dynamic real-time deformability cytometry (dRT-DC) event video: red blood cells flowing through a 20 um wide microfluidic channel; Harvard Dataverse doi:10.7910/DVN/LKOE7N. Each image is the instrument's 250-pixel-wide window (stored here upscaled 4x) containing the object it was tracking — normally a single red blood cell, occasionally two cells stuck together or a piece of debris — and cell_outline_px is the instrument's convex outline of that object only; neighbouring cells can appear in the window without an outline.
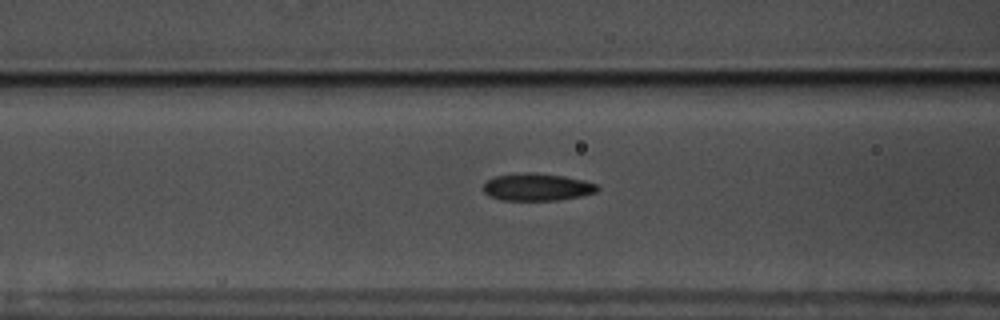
{"species": "common noctule bat (a hibernating species)", "species_latin": "Nyctalus noctula", "temperature_condition": "warm", "stored_images_in_passage": 53, "camera_frame_rate_fps": 3000, "um_per_image_px": 0.085, "animal": {"sex": "male", "body_mass_g": 17.5, "forearm_length_mm": 52.3}, "frame": {"image": 1, "passage_image": 19, "time_ms": 6.0, "image_size_px": [1000, 320], "cell_outline_px": [[600, 188], [596, 192], [580, 196], [556, 200], [500, 200], [488, 196], [484, 192], [484, 184], [488, 180], [496, 176], [528, 172], [536, 172], [564, 176], [584, 180], [596, 184]], "centroid_in_image_um": [45.65, 15.9], "position_along_channel_um": 120.9, "area_um2": 18.15}}
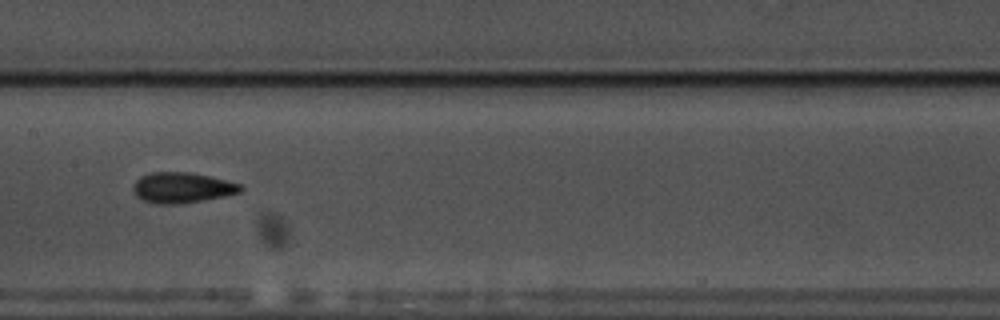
{"frame": {"image": 2, "passage_image": 25, "time_ms": 8.0, "image_size_px": [1000, 320], "cell_outline_px": [[244, 188], [240, 192], [224, 196], [180, 204], [156, 204], [144, 200], [136, 196], [132, 192], [132, 184], [140, 176], [148, 172], [192, 172], [212, 176], [240, 184]], "centroid_in_image_um": [15.44, 15.94], "position_along_channel_um": 192.0, "area_um2": 19.36}}
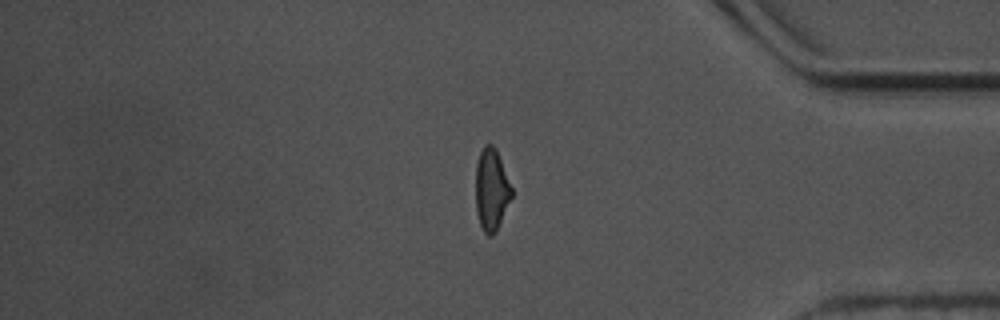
{"frame": {"image": 3, "passage_image": 44, "time_ms": 14.333, "image_size_px": [1000, 320], "cell_outline_px": [[512, 196], [496, 232], [492, 236], [488, 236], [484, 232], [480, 224], [476, 212], [476, 164], [480, 152], [484, 144], [492, 144], [496, 148], [512, 188]], "centroid_in_image_um": [41.77, 16.12], "position_along_channel_um": 393.4, "area_um2": 17.17}, "authors_computed_cell_mechanics": {"area_um2": 17.7446, "velocity_mm_per_s": 3.5538, "shape_relaxation_time_tau1_ms": 4.2826, "shape_relaxation_time_tau2_ms": 2.0191, "deformation_change_tau1": 0.1399, "deformation_change_tau2": 0.0998}}